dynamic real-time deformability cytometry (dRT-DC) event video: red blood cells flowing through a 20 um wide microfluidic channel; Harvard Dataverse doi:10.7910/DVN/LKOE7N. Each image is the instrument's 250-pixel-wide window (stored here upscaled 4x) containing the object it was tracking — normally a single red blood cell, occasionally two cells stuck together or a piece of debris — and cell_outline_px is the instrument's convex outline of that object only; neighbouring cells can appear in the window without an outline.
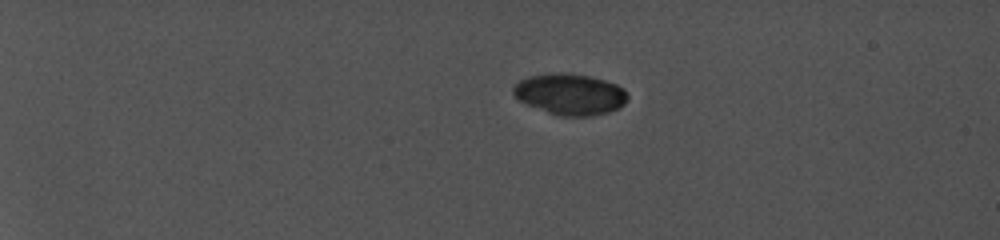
{"species": "common noctule bat (a hibernating species)", "species_latin": "Nyctalus noctula", "temperature_condition": "cold", "stored_images_in_passage": 26, "camera_frame_rate_fps": 5000, "um_per_image_px": 0.085, "animal": {"sex": "female", "body_mass_g": 19.0, "forearm_length_mm": 56.7}, "frame": {"image": 1, "passage_image": 1, "time_ms": 0.0, "image_size_px": [1000, 240], "cell_outline_px": [[628, 100], [620, 108], [608, 112], [592, 116], [556, 116], [524, 104], [516, 100], [512, 96], [512, 88], [520, 80], [532, 76], [584, 76], [616, 84], [624, 88], [628, 92]], "centroid_in_image_um": [48.45, 8.09], "position_along_channel_um": 36.6, "area_um2": 26.82}}
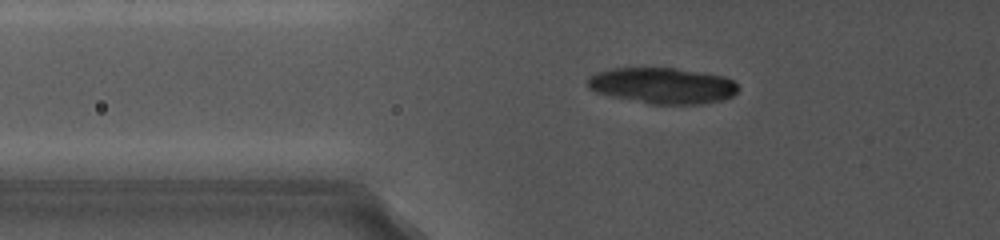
{"frame": {"image": 2, "passage_image": 22, "time_ms": 3.6, "image_size_px": [1000, 240], "cell_outline_px": [[736, 92], [732, 96], [724, 100], [704, 104], [648, 104], [596, 92], [588, 88], [588, 80], [592, 76], [604, 72], [624, 68], [668, 68], [720, 76], [732, 80], [736, 84]], "centroid_in_image_um": [56.35, 7.31], "position_along_channel_um": 69.4, "area_um2": 30.63}}